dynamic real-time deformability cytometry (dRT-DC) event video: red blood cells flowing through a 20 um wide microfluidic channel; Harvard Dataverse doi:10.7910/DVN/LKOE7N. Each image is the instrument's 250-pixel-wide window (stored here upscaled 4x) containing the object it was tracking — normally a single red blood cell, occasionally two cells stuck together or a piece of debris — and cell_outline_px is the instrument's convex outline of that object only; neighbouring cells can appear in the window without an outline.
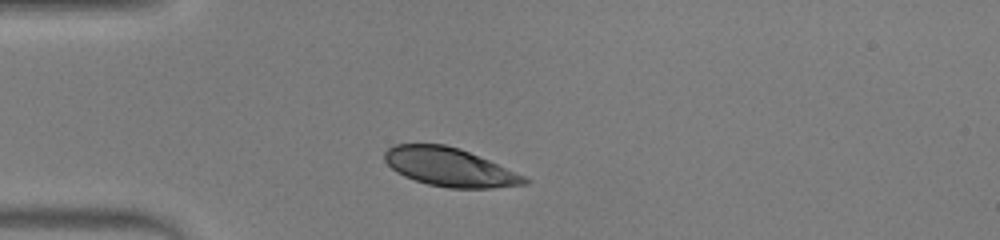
{"species": "human", "species_latin": "Homo sapiens", "temperature_condition": "warm", "stored_images_in_passage": 34, "camera_frame_rate_fps": 3000, "um_per_image_px": 0.085, "donor": {"sex": "male"}, "frame": {"image": 1, "passage_image": 1, "time_ms": 0.0, "image_size_px": [1000, 240], "cell_outline_px": [[532, 180], [528, 184], [492, 188], [448, 188], [428, 184], [404, 176], [396, 172], [384, 160], [384, 152], [388, 148], [396, 144], [444, 144], [460, 148], [488, 160], [524, 176]], "centroid_in_image_um": [38.21, 14.21], "position_along_channel_um": 46.8, "area_um2": 31.21}}
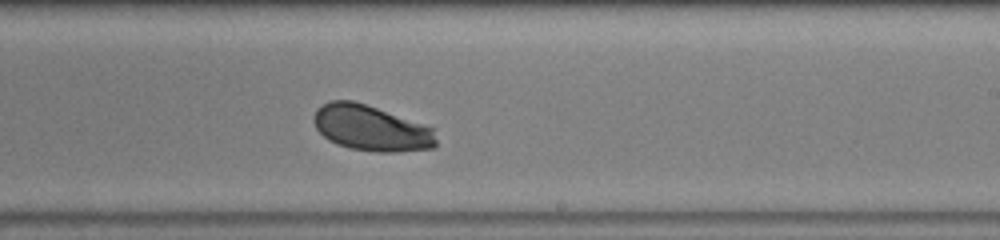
{"frame": {"image": 2, "passage_image": 19, "time_ms": 6.0, "image_size_px": [1000, 240], "cell_outline_px": [[436, 144], [432, 148], [396, 152], [376, 152], [352, 148], [336, 144], [328, 140], [316, 128], [312, 120], [312, 116], [316, 108], [320, 104], [332, 100], [352, 100], [376, 108], [432, 128], [436, 140]], "centroid_in_image_um": [31.46, 10.89], "position_along_channel_um": 257.5, "area_um2": 32.25}}
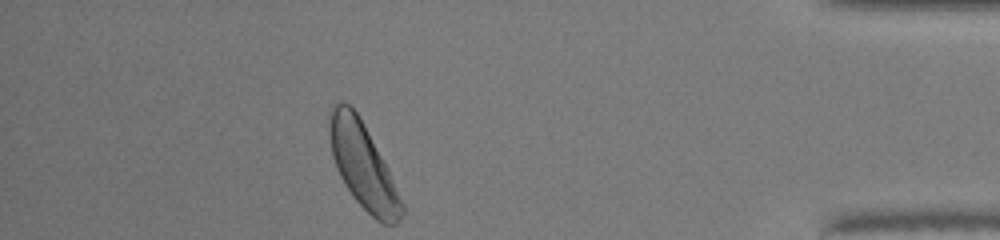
{"frame": {"image": 3, "passage_image": 34, "time_ms": 11.0, "image_size_px": [1000, 240], "cell_outline_px": [[404, 212], [400, 220], [396, 224], [384, 224], [376, 220], [352, 196], [344, 184], [336, 168], [332, 156], [328, 132], [328, 116], [332, 104], [348, 104], [356, 112], [364, 124], [388, 172], [404, 208]], "centroid_in_image_um": [30.79, 14.08], "position_along_channel_um": 404.4, "area_um2": 35.08}, "authors_computed_cell_mechanics": {"area_um2": 33.4084, "velocity_mm_per_s": 3.8562, "shape_relaxation_time_tau1_ms": 3.0541, "shape_relaxation_time_tau2_ms": null, "deformation_change_tau1": 0.1527, "deformation_change_tau2": null}}